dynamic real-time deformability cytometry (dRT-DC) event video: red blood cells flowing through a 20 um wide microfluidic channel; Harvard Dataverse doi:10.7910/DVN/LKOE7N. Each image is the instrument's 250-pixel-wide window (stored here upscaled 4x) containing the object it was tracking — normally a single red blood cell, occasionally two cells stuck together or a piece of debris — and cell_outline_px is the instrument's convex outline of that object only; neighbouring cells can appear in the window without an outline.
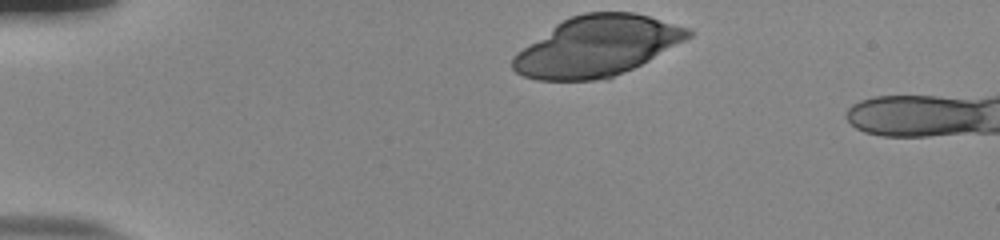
{"species": "human", "species_latin": "Homo sapiens", "temperature_condition": "room temperature", "stored_images_in_passage": 36, "camera_frame_rate_fps": 3000, "um_per_image_px": 0.085, "donor": {"sex": "male"}, "frame": {"image": 1, "passage_image": 1, "time_ms": 0.0, "image_size_px": [1000, 240], "cell_outline_px": [[692, 36], [648, 60], [608, 80], [536, 80], [524, 76], [516, 72], [512, 68], [512, 56], [516, 52], [556, 24], [572, 16], [584, 12], [632, 12], [648, 16], [692, 28]], "centroid_in_image_um": [50.73, 3.93], "position_along_channel_um": 34.3, "area_um2": 61.33}}